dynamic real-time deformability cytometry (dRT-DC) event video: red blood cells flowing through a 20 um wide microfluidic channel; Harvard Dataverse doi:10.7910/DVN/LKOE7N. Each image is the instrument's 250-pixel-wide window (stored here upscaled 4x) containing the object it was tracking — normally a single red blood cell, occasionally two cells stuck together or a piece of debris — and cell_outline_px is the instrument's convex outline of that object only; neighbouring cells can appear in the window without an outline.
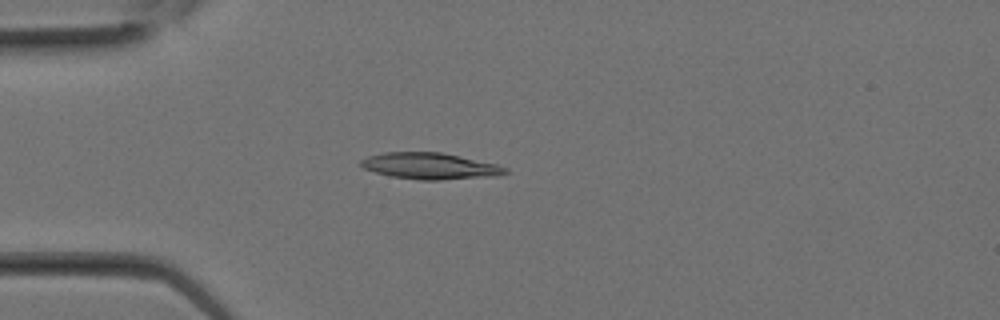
{"species": "Egyptian fruit bat (a non-hibernating species)", "species_latin": "Rousettus aegyptiacus", "temperature_condition": "room temperature", "stored_images_in_passage": 8, "camera_frame_rate_fps": 3000, "um_per_image_px": 0.085, "animal": {"sex": "female"}, "frame": {"image": 1, "passage_image": 4, "time_ms": 1.0, "image_size_px": [1000, 320], "cell_outline_px": [[508, 172], [496, 176], [440, 180], [420, 180], [392, 176], [376, 172], [364, 168], [360, 164], [360, 160], [368, 156], [384, 152], [440, 152], [460, 156], [496, 164], [508, 168]], "centroid_in_image_um": [36.56, 14.11], "position_along_channel_um": 48.4, "area_um2": 22.08}}
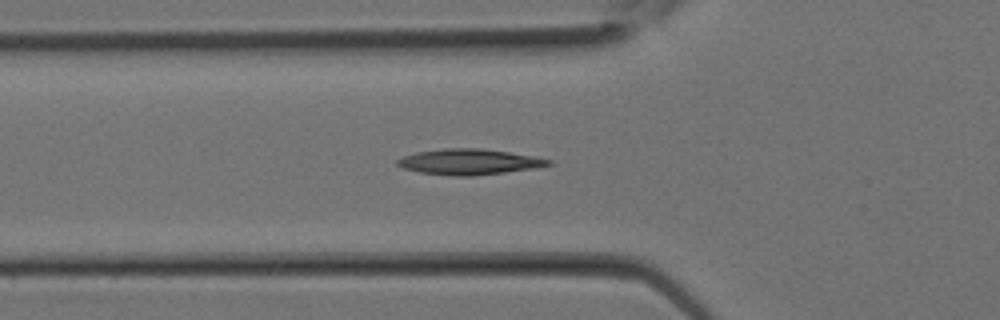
{"frame": {"image": 2, "passage_image": 6, "time_ms": 1.667, "image_size_px": [1000, 320], "cell_outline_px": [[552, 164], [536, 168], [472, 176], [452, 176], [420, 172], [404, 168], [396, 164], [396, 160], [404, 156], [416, 152], [444, 148], [480, 148], [536, 156], [552, 160]], "centroid_in_image_um": [39.89, 13.75], "position_along_channel_um": 85.9, "area_um2": 22.54}}
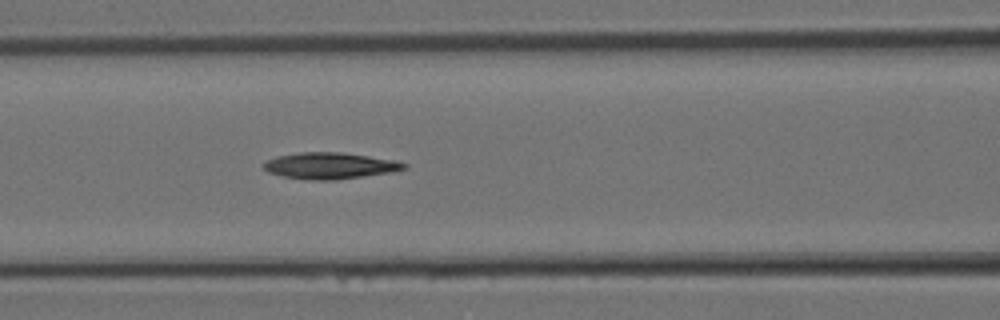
{"frame": {"image": 3, "passage_image": 8, "time_ms": 2.333, "image_size_px": [1000, 320], "cell_outline_px": [[408, 168], [392, 172], [336, 180], [308, 180], [284, 176], [268, 172], [264, 168], [264, 164], [268, 160], [276, 156], [300, 152], [340, 152], [396, 160], [408, 164]], "centroid_in_image_um": [28.08, 14.08], "position_along_channel_um": 138.5, "area_um2": 21.56}}